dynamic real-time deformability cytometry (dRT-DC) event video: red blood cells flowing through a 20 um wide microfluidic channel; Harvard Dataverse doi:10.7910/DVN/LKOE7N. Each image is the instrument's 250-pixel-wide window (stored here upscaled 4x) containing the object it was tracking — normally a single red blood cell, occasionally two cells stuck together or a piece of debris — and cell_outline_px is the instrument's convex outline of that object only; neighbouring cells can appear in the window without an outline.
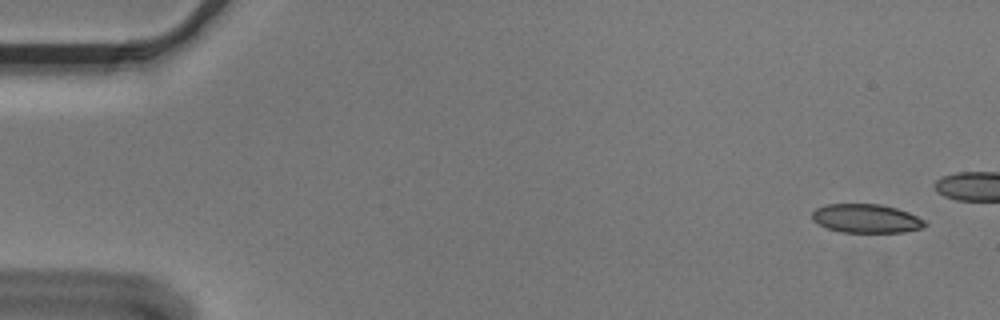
{"species": "Egyptian fruit bat (a non-hibernating species)", "species_latin": "Rousettus aegyptiacus", "temperature_condition": "cold", "stored_images_in_passage": 18, "camera_frame_rate_fps": 3000, "um_per_image_px": 0.085, "animal": {"sex": "male"}, "frame": {"image": 1, "passage_image": 3, "time_ms": 0.667, "image_size_px": [1000, 320], "cell_outline_px": [[928, 224], [924, 228], [904, 232], [840, 232], [828, 228], [812, 220], [812, 212], [816, 208], [824, 204], [880, 204], [896, 208], [908, 212], [924, 220]], "centroid_in_image_um": [73.64, 18.57], "position_along_channel_um": 11.4, "area_um2": 18.96}}